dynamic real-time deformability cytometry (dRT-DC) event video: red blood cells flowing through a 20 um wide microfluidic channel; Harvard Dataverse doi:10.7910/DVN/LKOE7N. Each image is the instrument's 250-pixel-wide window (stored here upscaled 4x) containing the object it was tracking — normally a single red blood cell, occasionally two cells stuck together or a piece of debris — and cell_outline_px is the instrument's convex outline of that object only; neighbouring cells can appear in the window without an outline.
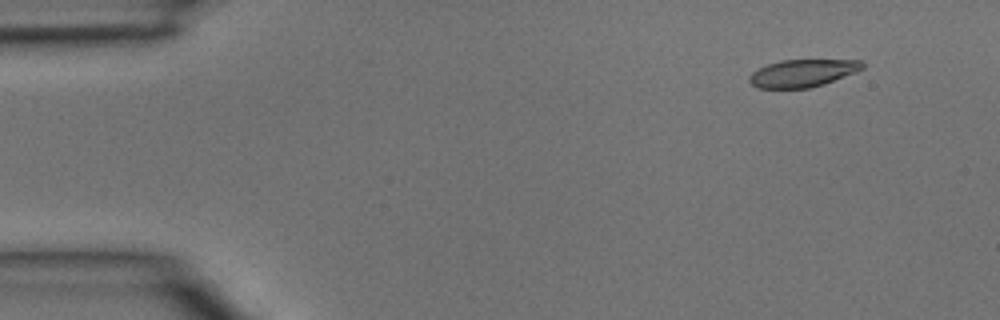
{"species": "common noctule bat (a hibernating species)", "species_latin": "Nyctalus noctula", "temperature_condition": "room temperature", "stored_images_in_passage": 3, "camera_frame_rate_fps": 3000, "um_per_image_px": 0.085, "animal": {"sex": "male", "body_mass_g": 15.6}, "frame": {"image": 1, "passage_image": 1, "time_ms": 0.0, "image_size_px": [1000, 320], "cell_outline_px": [[864, 68], [856, 72], [824, 84], [808, 88], [756, 88], [748, 80], [748, 76], [752, 72], [768, 64], [780, 60], [860, 60], [864, 64]], "centroid_in_image_um": [68.21, 6.22], "position_along_channel_um": 16.8, "area_um2": 18.09}}
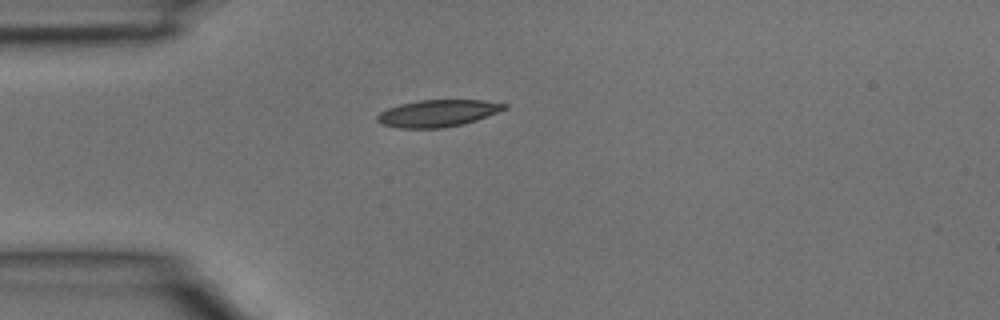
{"frame": {"image": 2, "passage_image": 3, "time_ms": 0.667, "image_size_px": [1000, 320], "cell_outline_px": [[508, 108], [476, 120], [464, 124], [440, 128], [400, 128], [380, 124], [376, 120], [376, 116], [380, 112], [388, 108], [400, 104], [420, 100], [484, 100], [508, 104]], "centroid_in_image_um": [37.2, 9.63], "position_along_channel_um": 47.8, "area_um2": 20.0}}